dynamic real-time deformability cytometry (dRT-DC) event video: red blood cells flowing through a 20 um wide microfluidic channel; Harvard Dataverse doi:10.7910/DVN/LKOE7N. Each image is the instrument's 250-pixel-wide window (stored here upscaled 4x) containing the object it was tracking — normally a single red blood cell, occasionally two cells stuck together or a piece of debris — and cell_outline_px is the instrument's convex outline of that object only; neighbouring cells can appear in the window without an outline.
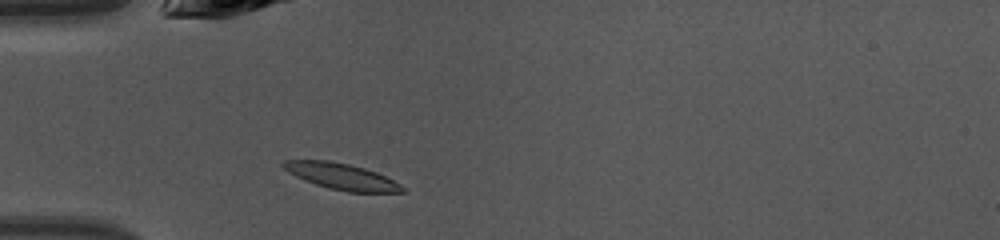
{"species": "common noctule bat (a hibernating species)", "species_latin": "Nyctalus noctula", "temperature_condition": "warm", "stored_images_in_passage": 36, "camera_frame_rate_fps": 3000, "um_per_image_px": 0.085, "animal": {"sex": "female", "body_mass_g": 10.0, "forearm_length_mm": 53.1}, "frame": {"image": 1, "passage_image": 3, "time_ms": 0.667, "image_size_px": [1000, 240], "cell_outline_px": [[408, 192], [348, 192], [328, 188], [316, 184], [296, 176], [288, 172], [280, 164], [284, 160], [328, 160], [348, 164], [364, 168], [376, 172], [400, 184]], "centroid_in_image_um": [29.02, 14.99], "position_along_channel_um": 56.0, "area_um2": 17.98}}
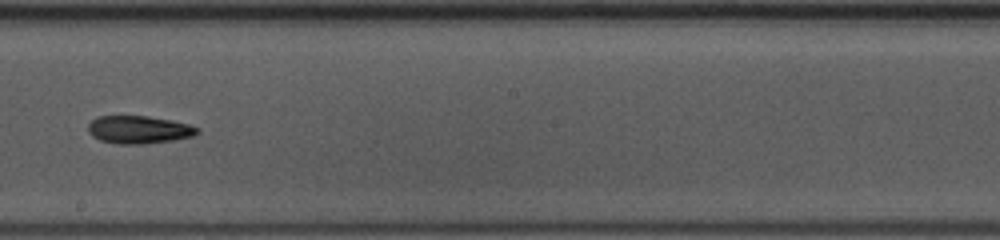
{"frame": {"image": 2, "passage_image": 16, "time_ms": 5.0, "image_size_px": [1000, 240], "cell_outline_px": [[200, 132], [192, 136], [172, 140], [144, 144], [116, 144], [100, 140], [92, 136], [88, 132], [88, 124], [96, 116], [148, 116], [172, 120], [188, 124], [200, 128]], "centroid_in_image_um": [11.79, 11.02], "position_along_channel_um": 236.4, "area_um2": 17.8}}
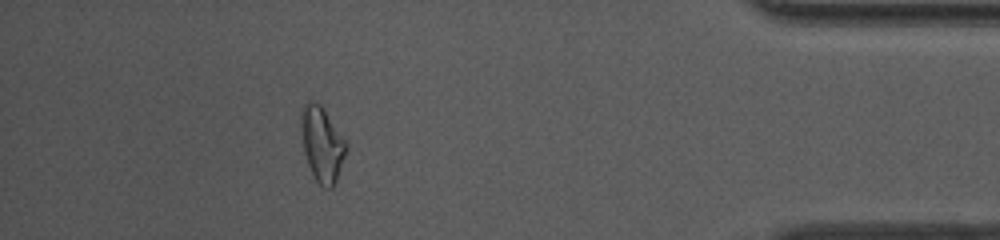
{"frame": {"image": 3, "passage_image": 31, "time_ms": 10.0, "image_size_px": [1000, 240], "cell_outline_px": [[348, 148], [336, 180], [332, 188], [324, 188], [316, 180], [308, 164], [304, 152], [300, 124], [300, 112], [304, 104], [308, 100], [312, 100], [320, 104], [348, 144]], "centroid_in_image_um": [27.36, 12.23], "position_along_channel_um": 407.8, "area_um2": 19.59}}